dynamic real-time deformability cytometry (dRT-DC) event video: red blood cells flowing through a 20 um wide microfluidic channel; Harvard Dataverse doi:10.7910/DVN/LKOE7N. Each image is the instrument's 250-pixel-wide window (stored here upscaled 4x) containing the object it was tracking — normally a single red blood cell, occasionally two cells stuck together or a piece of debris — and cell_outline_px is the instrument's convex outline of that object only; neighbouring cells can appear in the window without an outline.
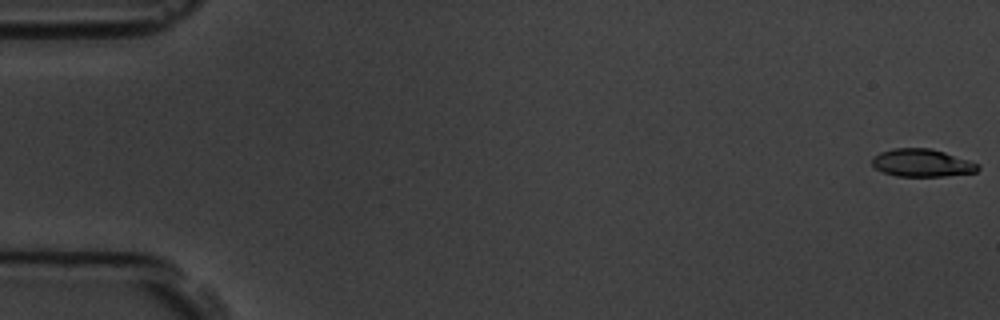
{"species": "common noctule bat (a hibernating species)", "species_latin": "Nyctalus noctula", "temperature_condition": "room temperature", "stored_images_in_passage": 8, "camera_frame_rate_fps": 3000, "um_per_image_px": 0.085, "animal": {"sex": "male", "body_mass_g": 19.5, "forearm_length_mm": 54.6}, "frame": {"image": 1, "passage_image": 1, "time_ms": 0.0, "image_size_px": [1000, 320], "cell_outline_px": [[980, 168], [976, 172], [944, 176], [896, 176], [884, 172], [876, 168], [872, 164], [872, 156], [880, 152], [892, 148], [932, 148], [980, 164]], "centroid_in_image_um": [78.36, 13.84], "position_along_channel_um": 6.6, "area_um2": 17.11}}
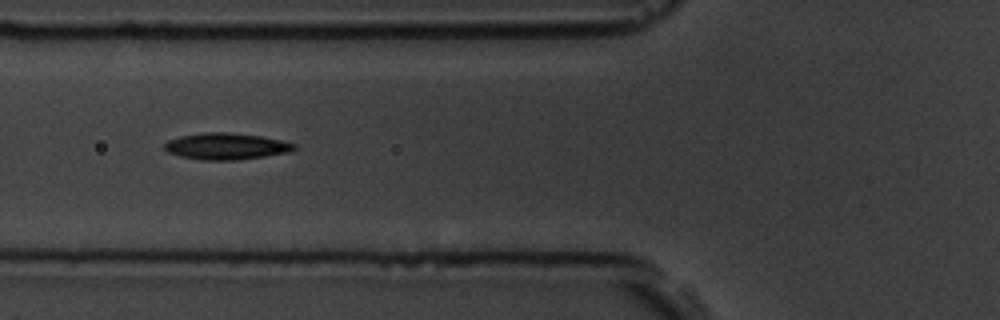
{"frame": {"image": 2, "passage_image": 6, "time_ms": 6.667, "image_size_px": [1000, 320], "cell_outline_px": [[296, 148], [288, 152], [240, 160], [204, 160], [180, 156], [168, 152], [164, 148], [164, 144], [168, 140], [180, 136], [204, 132], [224, 132], [260, 136], [280, 140], [296, 144]], "centroid_in_image_um": [19.2, 12.43], "position_along_channel_um": 106.6, "area_um2": 19.88}}
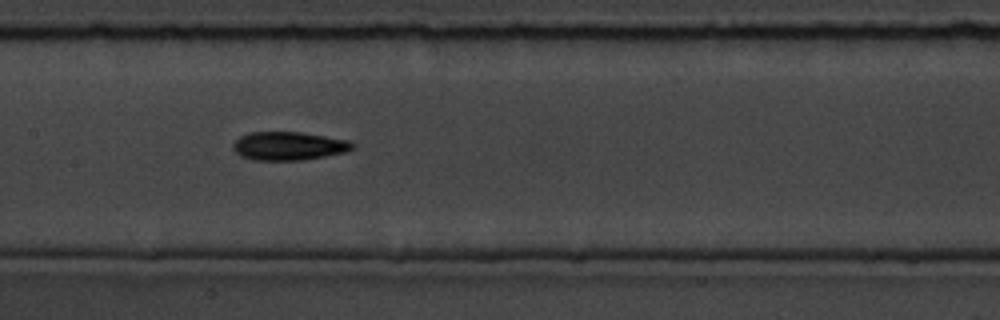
{"frame": {"image": 3, "passage_image": 8, "time_ms": 8.667, "image_size_px": [1000, 320], "cell_outline_px": [[356, 144], [352, 148], [344, 152], [324, 156], [300, 160], [252, 160], [240, 156], [232, 148], [232, 144], [240, 136], [248, 132], [300, 132], [352, 140]], "centroid_in_image_um": [24.53, 12.4], "position_along_channel_um": 182.9, "area_um2": 19.88}}